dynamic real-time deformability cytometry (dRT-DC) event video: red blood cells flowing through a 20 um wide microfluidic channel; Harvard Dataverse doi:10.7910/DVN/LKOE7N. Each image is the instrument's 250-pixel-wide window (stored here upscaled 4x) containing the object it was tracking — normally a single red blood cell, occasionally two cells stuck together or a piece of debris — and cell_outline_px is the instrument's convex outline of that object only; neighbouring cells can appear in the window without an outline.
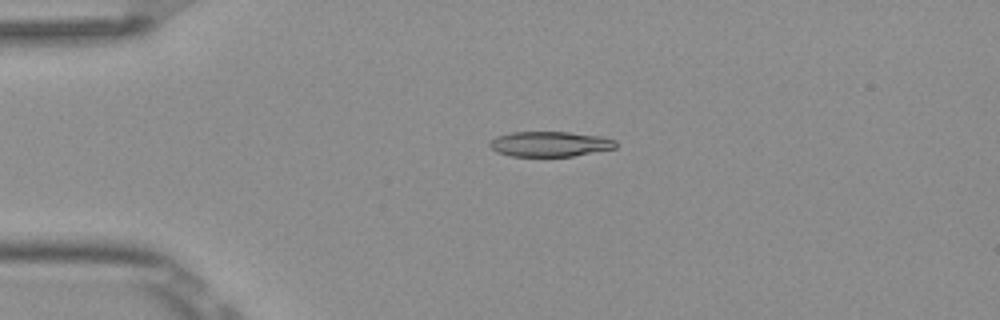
{"species": "Egyptian fruit bat (a non-hibernating species)", "species_latin": "Rousettus aegyptiacus", "temperature_condition": "room temperature", "stored_images_in_passage": 4, "camera_frame_rate_fps": 3000, "um_per_image_px": 0.085, "frame": {"image": 1, "passage_image": 3, "time_ms": 0.667, "image_size_px": [1000, 320], "cell_outline_px": [[616, 148], [572, 156], [508, 156], [496, 152], [488, 144], [496, 136], [512, 132], [568, 132], [600, 136], [616, 140]], "centroid_in_image_um": [46.72, 12.24], "position_along_channel_um": 38.3, "area_um2": 18.44}}